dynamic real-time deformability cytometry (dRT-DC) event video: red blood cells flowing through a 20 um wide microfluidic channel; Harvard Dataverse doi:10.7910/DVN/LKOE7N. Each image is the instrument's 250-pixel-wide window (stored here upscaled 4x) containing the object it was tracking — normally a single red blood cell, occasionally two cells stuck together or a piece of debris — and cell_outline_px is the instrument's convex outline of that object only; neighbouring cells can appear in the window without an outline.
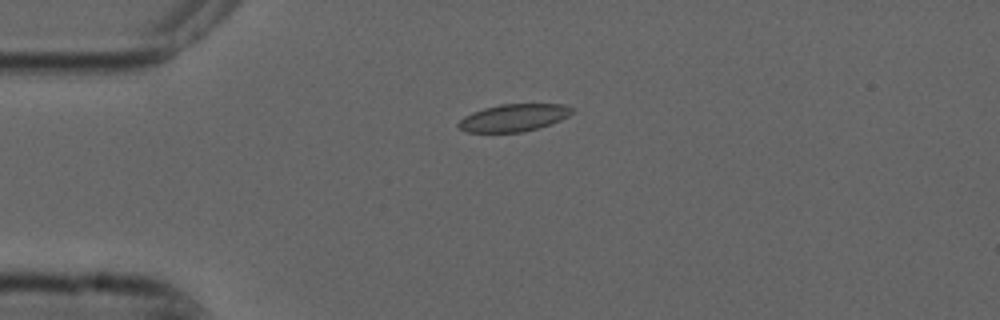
{"species": "common noctule bat (a hibernating species)", "species_latin": "Nyctalus noctula", "temperature_condition": "cold", "stored_images_in_passage": 7, "camera_frame_rate_fps": 3000, "um_per_image_px": 0.085, "animal": {"sex": "male", "forearm_length_mm": 52.5}, "frame": {"image": 1, "passage_image": 1, "time_ms": 0.0, "image_size_px": [1000, 320], "cell_outline_px": [[572, 112], [568, 116], [552, 124], [524, 132], [468, 132], [460, 128], [456, 124], [464, 116], [472, 112], [484, 108], [500, 104], [564, 104], [572, 108]], "centroid_in_image_um": [43.66, 10.01], "position_along_channel_um": 41.3, "area_um2": 18.09}}
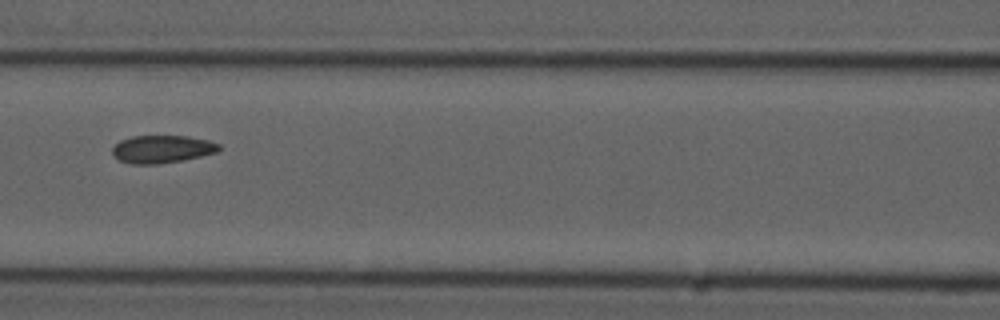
{"frame": {"image": 2, "passage_image": 4, "time_ms": 1.0, "image_size_px": [1000, 320], "cell_outline_px": [[220, 148], [216, 152], [184, 160], [156, 164], [132, 164], [120, 160], [112, 152], [112, 148], [120, 140], [132, 136], [188, 136], [208, 140], [220, 144]], "centroid_in_image_um": [13.78, 12.67], "position_along_channel_um": 152.8, "area_um2": 17.11}}
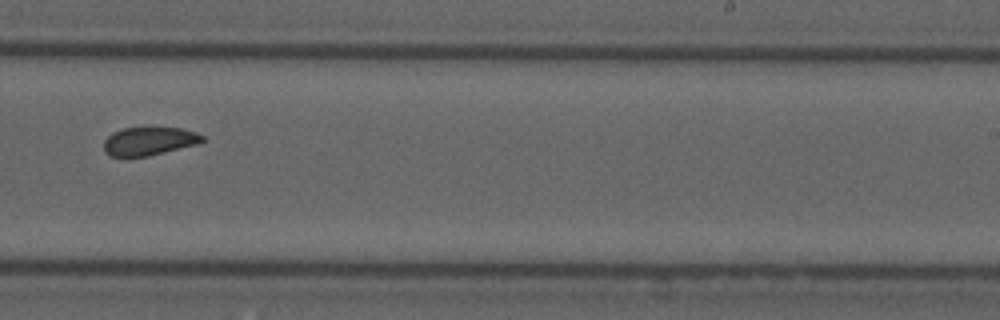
{"frame": {"image": 3, "passage_image": 7, "time_ms": 2.0, "image_size_px": [1000, 320], "cell_outline_px": [[204, 140], [200, 144], [148, 156], [108, 156], [104, 152], [104, 140], [112, 132], [124, 128], [184, 128], [196, 132], [204, 136]], "centroid_in_image_um": [12.7, 12.0], "position_along_channel_um": 276.3, "area_um2": 16.36}}